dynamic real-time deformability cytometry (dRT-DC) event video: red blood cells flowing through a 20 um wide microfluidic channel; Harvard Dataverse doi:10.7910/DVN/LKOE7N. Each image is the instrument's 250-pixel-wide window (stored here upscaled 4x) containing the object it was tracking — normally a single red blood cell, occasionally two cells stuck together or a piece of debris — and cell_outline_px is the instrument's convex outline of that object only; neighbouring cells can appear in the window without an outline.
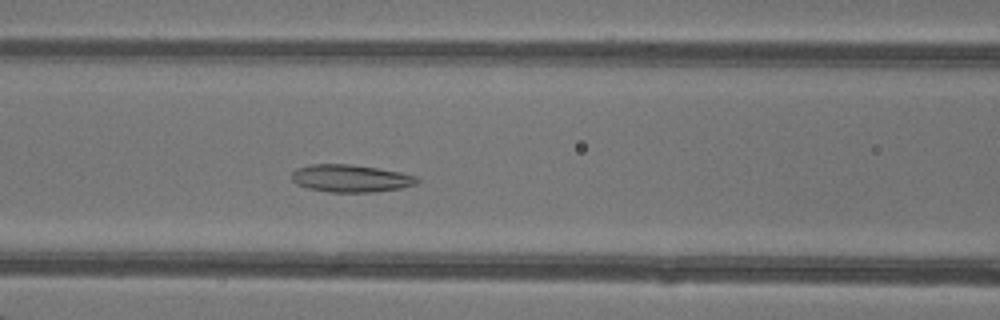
{"species": "common noctule bat (a hibernating species)", "species_latin": "Nyctalus noctula", "temperature_condition": "warm", "stored_images_in_passage": 45, "camera_frame_rate_fps": 3000, "um_per_image_px": 0.085, "animal": {"sex": "female"}, "frame": {"image": 1, "passage_image": 18, "time_ms": 5.667, "image_size_px": [1000, 320], "cell_outline_px": [[420, 180], [416, 184], [400, 188], [376, 192], [328, 192], [308, 188], [296, 184], [292, 180], [292, 172], [296, 168], [312, 164], [348, 164], [376, 168], [400, 172], [416, 176]], "centroid_in_image_um": [29.79, 15.16], "position_along_channel_um": 136.8, "area_um2": 20.06}}
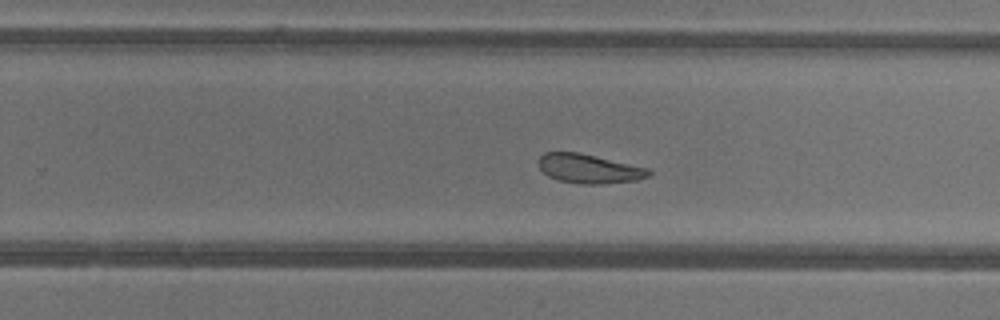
{"frame": {"image": 2, "passage_image": 28, "time_ms": 9.0, "image_size_px": [1000, 320], "cell_outline_px": [[652, 172], [648, 176], [636, 180], [604, 184], [580, 184], [560, 180], [548, 176], [540, 168], [536, 160], [544, 152], [580, 152], [648, 168]], "centroid_in_image_um": [50.04, 14.33], "position_along_channel_um": 279.8, "area_um2": 18.79}}
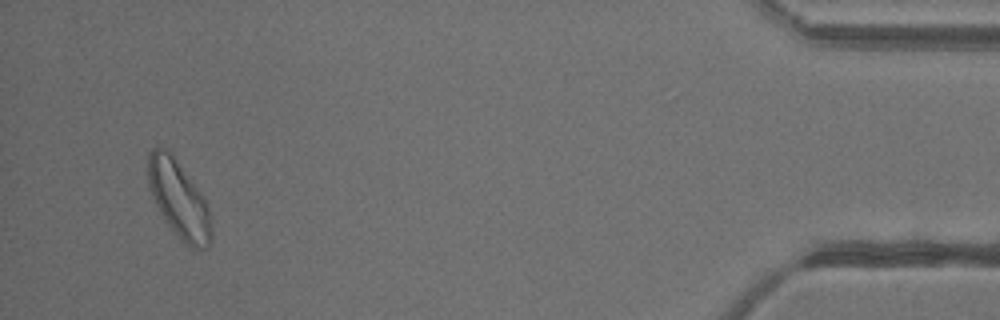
{"frame": {"image": 3, "passage_image": 43, "time_ms": 14.0, "image_size_px": [1000, 320], "cell_outline_px": [[212, 240], [208, 248], [192, 248], [172, 232], [164, 220], [148, 188], [148, 152], [156, 144], [168, 148], [196, 188], [204, 200], [208, 208], [212, 220]], "centroid_in_image_um": [15.17, 16.93], "position_along_channel_um": 420.0, "area_um2": 28.55}, "authors_computed_cell_mechanics": {"area_um2": 23.0044, "velocity_mm_per_s": 4.3107, "shape_relaxation_time_tau1_ms": 10.6575, "shape_relaxation_time_tau2_ms": 4.7535, "deformation_change_tau1": 0.1872, "deformation_change_tau2": 0.1411}}